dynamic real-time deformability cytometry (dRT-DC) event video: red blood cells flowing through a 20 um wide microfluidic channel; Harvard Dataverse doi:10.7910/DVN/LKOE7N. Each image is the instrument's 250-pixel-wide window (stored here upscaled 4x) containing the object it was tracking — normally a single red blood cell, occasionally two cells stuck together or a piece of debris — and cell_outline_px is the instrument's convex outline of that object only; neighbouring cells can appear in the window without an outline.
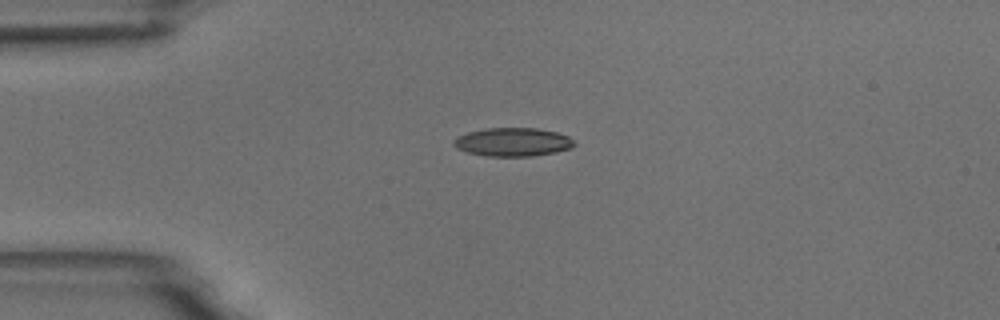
{"species": "common noctule bat (a hibernating species)", "species_latin": "Nyctalus noctula", "temperature_condition": "room temperature", "stored_images_in_passage": 2, "camera_frame_rate_fps": 3000, "um_per_image_px": 0.085, "animal": {"sex": "male", "body_mass_g": 18.8}, "frame": {"image": 1, "passage_image": 1, "time_ms": 0.0, "image_size_px": [1000, 320], "cell_outline_px": [[576, 144], [572, 148], [556, 152], [532, 156], [484, 156], [468, 152], [456, 148], [452, 144], [452, 140], [468, 132], [484, 128], [536, 128], [556, 132], [568, 136]], "centroid_in_image_um": [43.58, 12.07], "position_along_channel_um": 41.4, "area_um2": 20.06}}